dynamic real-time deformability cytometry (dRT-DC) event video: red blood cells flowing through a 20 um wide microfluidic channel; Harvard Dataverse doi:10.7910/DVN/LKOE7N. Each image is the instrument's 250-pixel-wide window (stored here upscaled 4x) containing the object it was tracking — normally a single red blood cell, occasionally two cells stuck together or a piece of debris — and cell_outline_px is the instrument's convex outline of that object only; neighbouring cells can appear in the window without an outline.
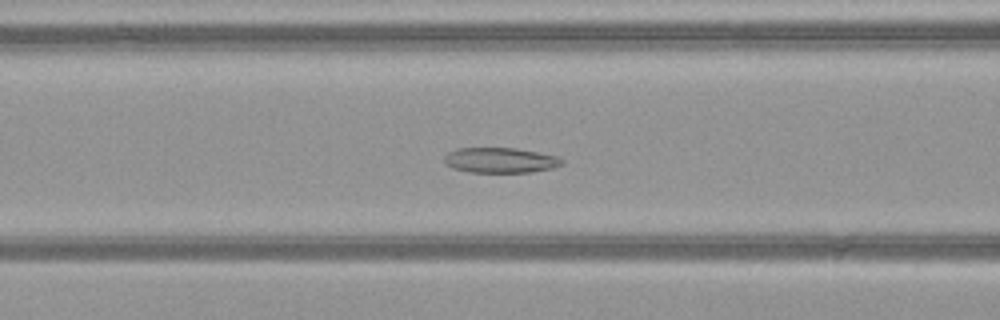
{"species": "common noctule bat (a hibernating species)", "species_latin": "Nyctalus noctula", "temperature_condition": "warm", "stored_images_in_passage": 54, "camera_frame_rate_fps": 3000, "um_per_image_px": 0.085, "animal": {"sex": "female", "body_mass_g": 21.9}, "frame": {"image": 1, "passage_image": 23, "time_ms": 7.333, "image_size_px": [1000, 320], "cell_outline_px": [[564, 164], [552, 168], [532, 172], [468, 172], [452, 168], [444, 164], [444, 156], [448, 152], [456, 148], [516, 148], [540, 152], [560, 156], [564, 160]], "centroid_in_image_um": [42.55, 13.61], "position_along_channel_um": 124.1, "area_um2": 17.63}}
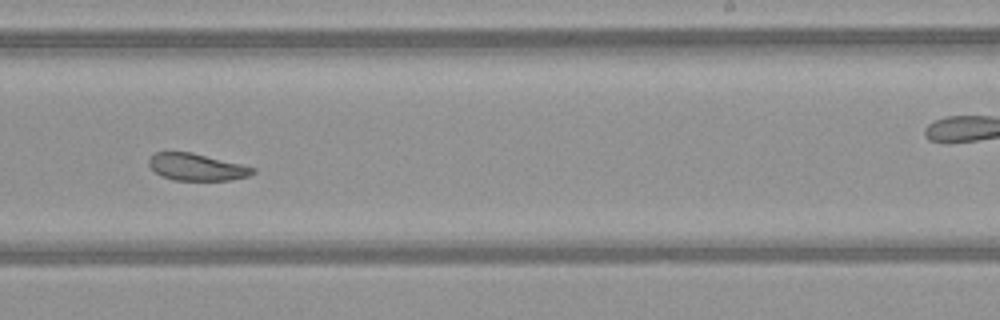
{"frame": {"image": 2, "passage_image": 34, "time_ms": 11.0, "image_size_px": [1000, 320], "cell_outline_px": [[256, 172], [248, 176], [232, 180], [172, 180], [156, 172], [148, 164], [148, 160], [156, 152], [192, 152], [256, 168]], "centroid_in_image_um": [16.74, 14.2], "position_along_channel_um": 272.3, "area_um2": 16.18}}
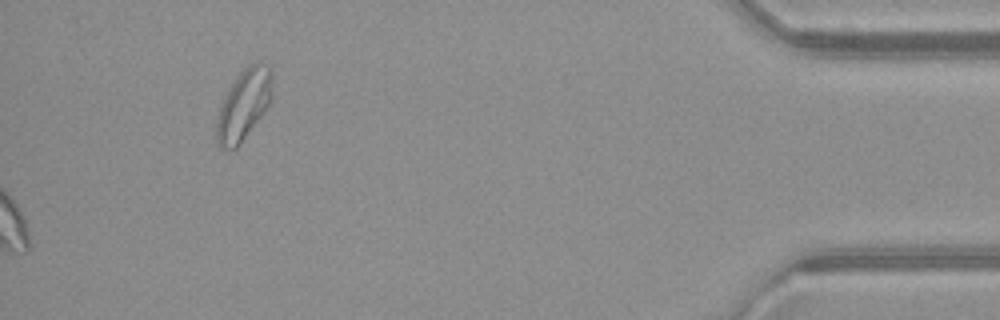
{"frame": {"image": 3, "passage_image": 54, "time_ms": 17.667, "image_size_px": [1000, 320], "cell_outline_px": [[272, 96], [268, 108], [240, 144], [236, 148], [220, 148], [216, 140], [216, 120], [224, 96], [240, 72], [248, 64], [256, 60], [260, 60], [268, 64], [272, 68]], "centroid_in_image_um": [20.76, 8.86], "position_along_channel_um": 414.4, "area_um2": 23.24}, "authors_computed_cell_mechanics": {"area_um2": 21.097, "velocity_mm_per_s": 4.0482, "shape_relaxation_time_tau1_ms": 6.0767, "shape_relaxation_time_tau2_ms": 1.7267, "deformation_change_tau1": 0.1214, "deformation_change_tau2": 0.0796}}